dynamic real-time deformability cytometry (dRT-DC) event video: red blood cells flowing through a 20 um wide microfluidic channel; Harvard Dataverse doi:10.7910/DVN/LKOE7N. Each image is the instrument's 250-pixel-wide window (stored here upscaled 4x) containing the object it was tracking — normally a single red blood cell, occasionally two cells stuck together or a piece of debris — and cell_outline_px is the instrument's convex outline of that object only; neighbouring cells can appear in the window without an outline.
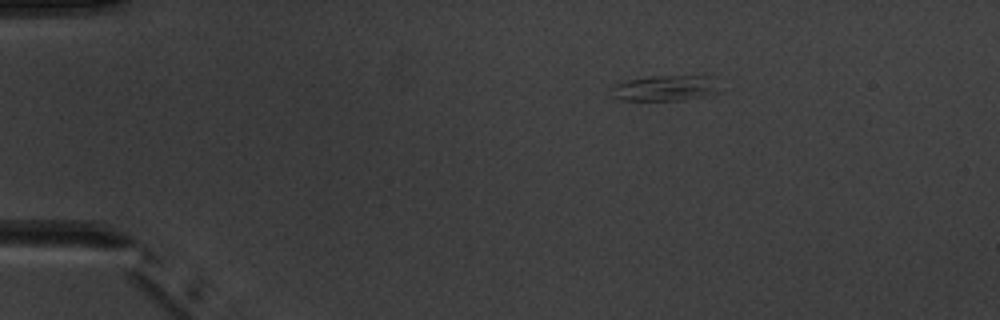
{"species": "common noctule bat (a hibernating species)", "species_latin": "Nyctalus noctula", "temperature_condition": "warm", "stored_images_in_passage": 3, "camera_frame_rate_fps": 3000, "um_per_image_px": 0.085, "animal": {"sex": "male", "body_mass_g": 20.1, "forearm_length_mm": 53.5}, "frame": {"image": 1, "passage_image": 1, "time_ms": 0.0, "image_size_px": [1000, 320], "cell_outline_px": [[724, 92], [704, 96], [680, 100], [620, 100], [612, 96], [612, 88], [616, 84], [628, 80], [652, 76], [712, 76]], "centroid_in_image_um": [56.63, 7.49], "position_along_channel_um": 28.4, "area_um2": 16.24}}